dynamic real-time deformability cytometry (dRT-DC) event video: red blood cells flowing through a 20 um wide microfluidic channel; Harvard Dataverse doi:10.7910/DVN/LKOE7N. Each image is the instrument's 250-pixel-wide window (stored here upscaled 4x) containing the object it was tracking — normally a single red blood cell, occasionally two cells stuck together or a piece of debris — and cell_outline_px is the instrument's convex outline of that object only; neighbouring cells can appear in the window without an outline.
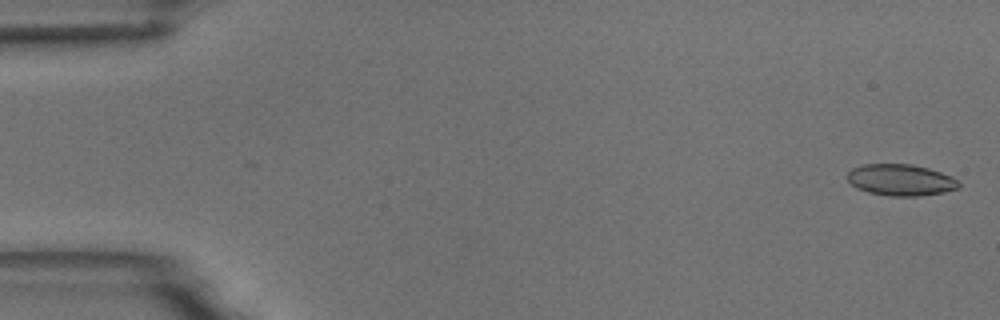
{"species": "common noctule bat (a hibernating species)", "species_latin": "Nyctalus noctula", "temperature_condition": "room temperature", "stored_images_in_passage": 4, "camera_frame_rate_fps": 3000, "um_per_image_px": 0.085, "animal": {"sex": "male", "body_mass_g": 18.8}, "frame": {"image": 1, "passage_image": 1, "time_ms": 0.0, "image_size_px": [1000, 320], "cell_outline_px": [[960, 188], [944, 192], [916, 196], [888, 196], [868, 192], [856, 188], [848, 180], [848, 172], [852, 168], [864, 164], [912, 164], [928, 168], [952, 176], [960, 180]], "centroid_in_image_um": [76.59, 15.3], "position_along_channel_um": 8.4, "area_um2": 20.52}}
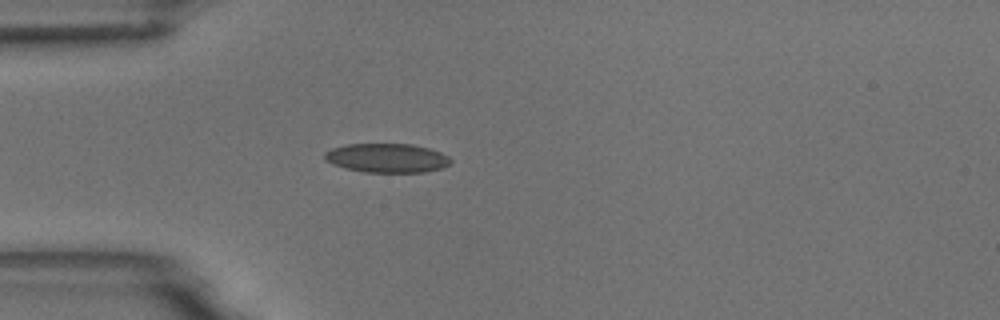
{"frame": {"image": 2, "passage_image": 4, "time_ms": 4.667, "image_size_px": [1000, 320], "cell_outline_px": [[452, 164], [440, 168], [424, 172], [364, 172], [344, 168], [332, 164], [324, 160], [324, 152], [332, 148], [348, 144], [412, 144], [428, 148], [440, 152], [448, 156], [452, 160]], "centroid_in_image_um": [32.87, 13.43], "position_along_channel_um": 52.1, "area_um2": 21.44}}